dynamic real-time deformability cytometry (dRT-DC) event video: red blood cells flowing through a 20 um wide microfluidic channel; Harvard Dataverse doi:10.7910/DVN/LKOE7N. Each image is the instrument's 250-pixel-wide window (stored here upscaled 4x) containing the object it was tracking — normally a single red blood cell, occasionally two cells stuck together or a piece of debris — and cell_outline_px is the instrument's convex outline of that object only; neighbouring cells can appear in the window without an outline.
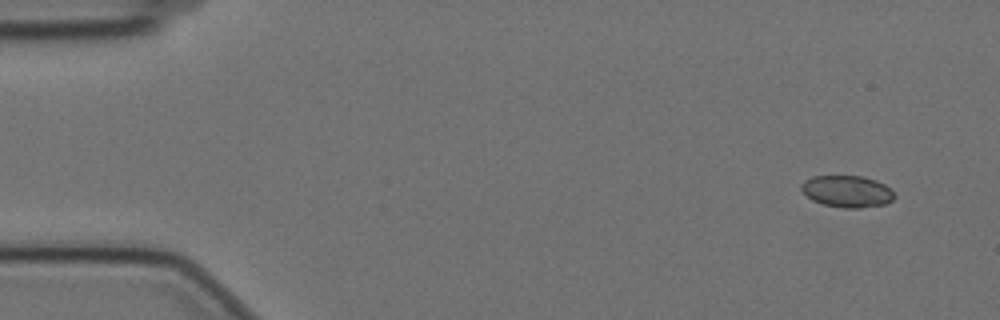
{"species": "Egyptian fruit bat (a non-hibernating species)", "species_latin": "Rousettus aegyptiacus", "temperature_condition": "cold", "stored_images_in_passage": 7, "camera_frame_rate_fps": 3000, "um_per_image_px": 0.085, "animal": {"sex": "female"}, "frame": {"image": 1, "passage_image": 1, "time_ms": 0.0, "image_size_px": [1000, 320], "cell_outline_px": [[896, 196], [892, 200], [884, 204], [860, 208], [844, 208], [824, 204], [812, 200], [800, 188], [800, 184], [804, 180], [812, 176], [860, 176], [876, 180], [892, 188]], "centroid_in_image_um": [72.02, 16.26], "position_along_channel_um": 13.0, "area_um2": 17.28}}